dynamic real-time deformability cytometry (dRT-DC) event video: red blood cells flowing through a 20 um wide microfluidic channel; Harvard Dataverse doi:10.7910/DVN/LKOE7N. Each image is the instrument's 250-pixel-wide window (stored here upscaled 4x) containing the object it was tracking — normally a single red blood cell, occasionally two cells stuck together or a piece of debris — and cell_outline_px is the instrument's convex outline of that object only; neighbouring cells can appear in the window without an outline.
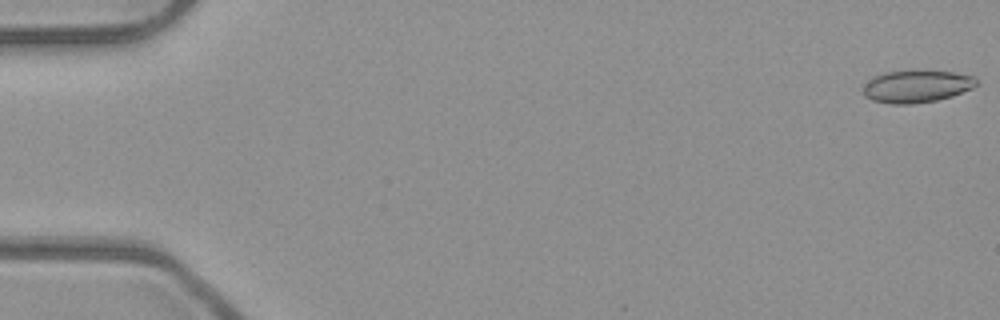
{"species": "common noctule bat (a hibernating species)", "species_latin": "Nyctalus noctula", "temperature_condition": "room temperature", "stored_images_in_passage": 7, "segment_of_instrument_passage": [2, 2], "camera_frame_rate_fps": 3000, "um_per_image_px": 0.085, "animal": {"sex": "male", "body_mass_g": 23.1, "forearm_length_mm": 52.7}, "frame": {"image": 1, "passage_image": 7, "time_ms": 2.0, "image_size_px": [1000, 320], "cell_outline_px": [[976, 84], [972, 88], [952, 96], [936, 100], [912, 104], [892, 104], [872, 100], [864, 96], [860, 88], [872, 76], [884, 72], [912, 68], [920, 68], [952, 72], [976, 76]], "centroid_in_image_um": [77.85, 7.29], "position_along_channel_um": 7.1, "area_um2": 22.25}}